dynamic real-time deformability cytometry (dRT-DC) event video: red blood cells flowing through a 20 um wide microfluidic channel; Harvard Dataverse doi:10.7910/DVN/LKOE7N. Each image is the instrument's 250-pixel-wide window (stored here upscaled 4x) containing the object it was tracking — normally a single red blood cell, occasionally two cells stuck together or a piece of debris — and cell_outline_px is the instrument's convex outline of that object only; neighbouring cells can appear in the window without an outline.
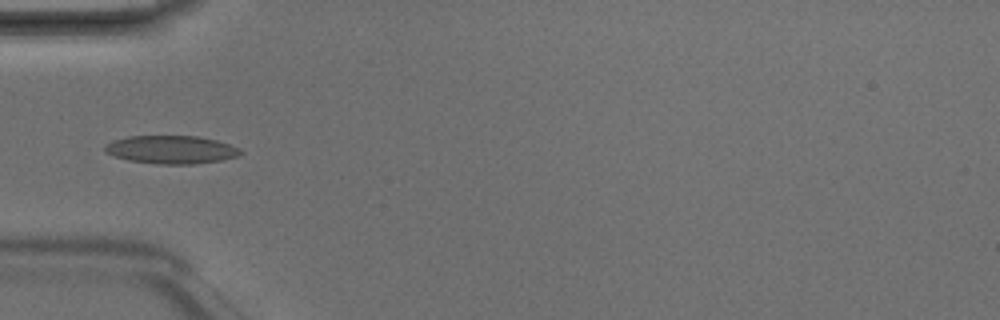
{"species": "Egyptian fruit bat (a non-hibernating species)", "species_latin": "Rousettus aegyptiacus", "temperature_condition": "room temperature", "stored_images_in_passage": 4, "camera_frame_rate_fps": 3000, "um_per_image_px": 0.085, "animal": {"sex": "male"}, "frame": {"image": 1, "passage_image": 4, "time_ms": 1.0, "image_size_px": [1000, 320], "cell_outline_px": [[244, 152], [236, 156], [220, 160], [196, 164], [156, 164], [128, 160], [104, 152], [104, 144], [112, 140], [128, 136], [196, 136], [216, 140], [240, 148]], "centroid_in_image_um": [14.52, 12.72], "position_along_channel_um": 70.5, "area_um2": 22.25}}